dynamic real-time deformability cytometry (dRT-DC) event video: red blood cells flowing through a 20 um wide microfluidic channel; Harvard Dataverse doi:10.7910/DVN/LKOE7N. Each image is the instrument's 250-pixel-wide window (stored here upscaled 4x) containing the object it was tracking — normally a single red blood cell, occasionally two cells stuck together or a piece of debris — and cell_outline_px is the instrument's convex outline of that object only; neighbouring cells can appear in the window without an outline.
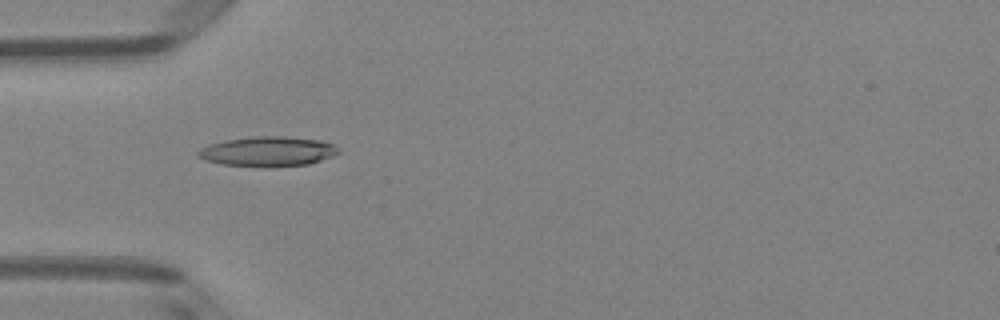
{"species": "Egyptian fruit bat (a non-hibernating species)", "species_latin": "Rousettus aegyptiacus", "temperature_condition": "room temperature", "stored_images_in_passage": 33, "camera_frame_rate_fps": 3000, "um_per_image_px": 0.085, "animal": {"sex": "female"}, "frame": {"image": 1, "passage_image": 1, "time_ms": 0.0, "image_size_px": [1000, 320], "cell_outline_px": [[340, 152], [332, 156], [308, 164], [264, 168], [220, 164], [204, 160], [196, 156], [196, 152], [200, 148], [208, 144], [228, 140], [256, 136], [280, 136], [320, 140], [332, 144]], "centroid_in_image_um": [22.7, 12.89], "position_along_channel_um": 62.3, "area_um2": 24.51}}
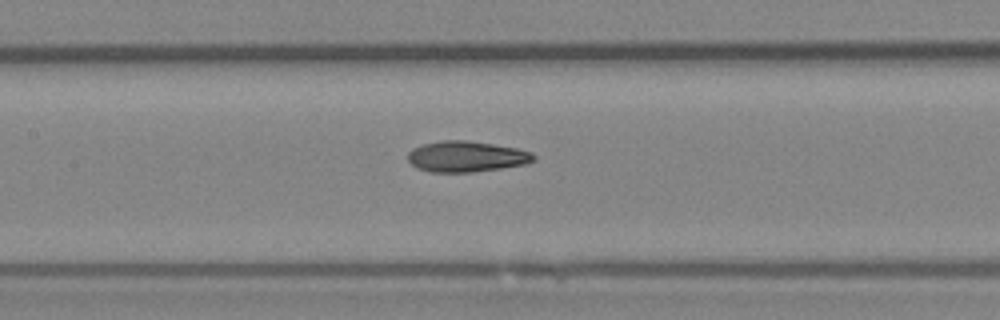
{"frame": {"image": 2, "passage_image": 9, "time_ms": 2.667, "image_size_px": [1000, 320], "cell_outline_px": [[536, 160], [524, 164], [500, 168], [472, 172], [432, 172], [416, 168], [408, 160], [408, 152], [412, 148], [424, 144], [444, 140], [464, 140], [492, 144], [516, 148], [532, 152], [536, 156]], "centroid_in_image_um": [39.64, 13.31], "position_along_channel_um": 167.8, "area_um2": 22.48}}
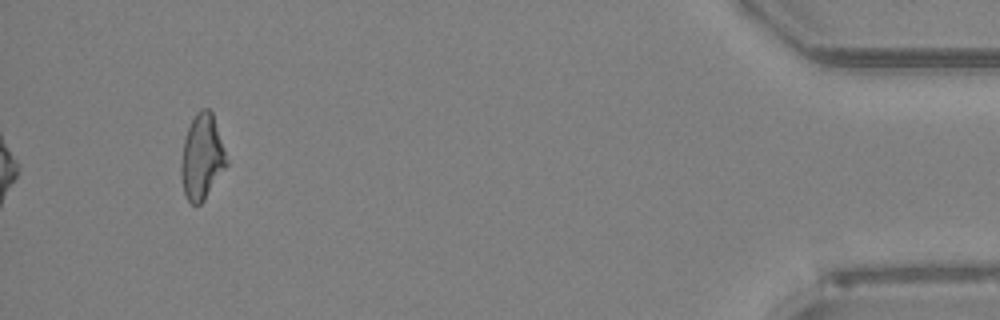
{"frame": {"image": 3, "passage_image": 33, "time_ms": 10.667, "image_size_px": [1000, 320], "cell_outline_px": [[228, 164], [204, 200], [200, 204], [192, 204], [188, 200], [184, 192], [180, 176], [180, 164], [184, 140], [188, 128], [196, 112], [200, 108], [208, 108], [212, 112]], "centroid_in_image_um": [17.14, 13.36], "position_along_channel_um": 418.1, "area_um2": 22.25}, "authors_computed_cell_mechanics": {"area_um2": 22.3108, "velocity_mm_per_s": 4.0198, "shape_relaxation_time_tau1_ms": 9.627, "shape_relaxation_time_tau2_ms": 3.361, "deformation_change_tau1": 0.2194, "deformation_change_tau2": 0.1189}}